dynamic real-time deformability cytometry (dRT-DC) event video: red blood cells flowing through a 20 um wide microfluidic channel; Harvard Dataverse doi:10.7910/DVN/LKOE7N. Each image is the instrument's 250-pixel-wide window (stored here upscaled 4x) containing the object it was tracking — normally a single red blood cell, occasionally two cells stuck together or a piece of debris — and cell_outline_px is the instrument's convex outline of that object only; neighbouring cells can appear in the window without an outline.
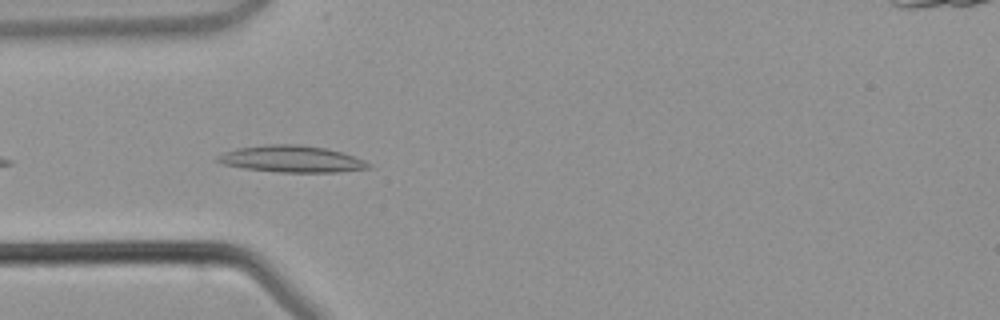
{"species": "common noctule bat (a hibernating species)", "species_latin": "Nyctalus noctula", "temperature_condition": "warm", "stored_images_in_passage": 4, "camera_frame_rate_fps": 3000, "um_per_image_px": 0.085, "animal": {"sex": "male", "body_mass_g": 21.5, "forearm_length_mm": 52.0}, "frame": {"image": 1, "passage_image": 4, "time_ms": 4.0, "image_size_px": [1000, 320], "cell_outline_px": [[372, 168], [340, 172], [280, 172], [244, 168], [224, 164], [216, 160], [216, 156], [224, 152], [236, 148], [268, 144], [300, 144], [324, 148], [340, 152], [364, 160], [372, 164]], "centroid_in_image_um": [24.8, 13.51], "position_along_channel_um": 60.2, "area_um2": 23.41}}